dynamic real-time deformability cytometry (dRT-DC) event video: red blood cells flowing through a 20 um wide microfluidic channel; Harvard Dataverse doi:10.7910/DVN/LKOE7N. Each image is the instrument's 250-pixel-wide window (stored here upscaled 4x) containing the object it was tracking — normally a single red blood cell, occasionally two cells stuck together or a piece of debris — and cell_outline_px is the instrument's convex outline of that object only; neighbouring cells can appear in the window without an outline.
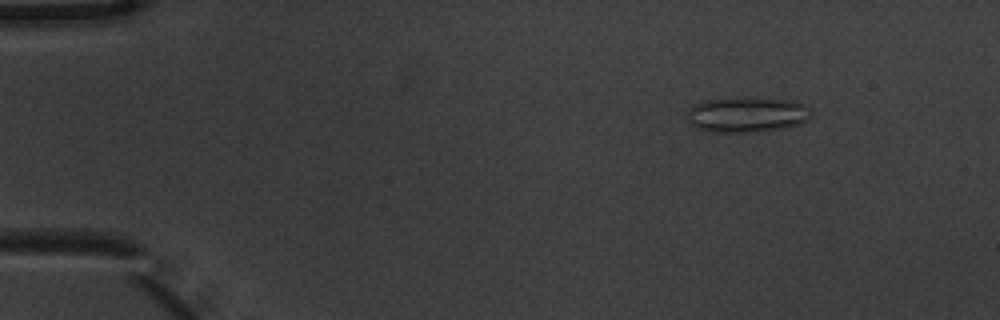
{"species": "common noctule bat (a hibernating species)", "species_latin": "Nyctalus noctula", "temperature_condition": "warm", "stored_images_in_passage": 8, "camera_frame_rate_fps": 3000, "um_per_image_px": 0.085, "animal": {"sex": "male", "body_mass_g": 20.1, "forearm_length_mm": 53.5}, "frame": {"image": 1, "passage_image": 2, "time_ms": 0.333, "image_size_px": [1000, 320], "cell_outline_px": [[812, 116], [808, 120], [800, 124], [780, 128], [756, 132], [712, 132], [696, 128], [688, 120], [688, 112], [692, 104], [704, 100], [728, 96], [736, 96], [796, 100], [804, 104], [812, 112]], "centroid_in_image_um": [63.49, 9.7], "position_along_channel_um": 21.5, "area_um2": 26.24}}
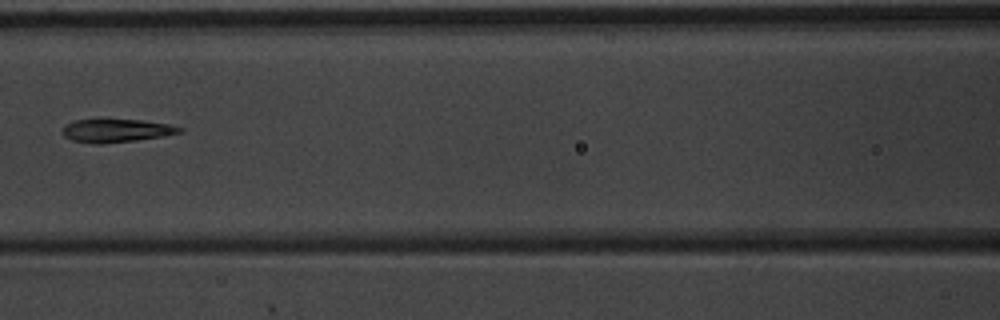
{"frame": {"image": 2, "passage_image": 7, "time_ms": 2.0, "image_size_px": [1000, 320], "cell_outline_px": [[184, 128], [180, 132], [164, 136], [136, 140], [100, 144], [92, 144], [72, 140], [64, 136], [60, 132], [68, 124], [76, 120], [140, 120], [168, 124]], "centroid_in_image_um": [9.88, 11.12], "position_along_channel_um": 156.7, "area_um2": 15.61}}
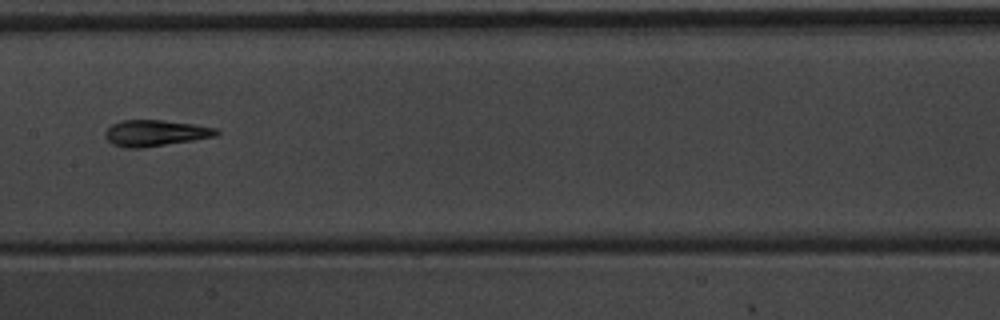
{"frame": {"image": 3, "passage_image": 8, "time_ms": 2.333, "image_size_px": [1000, 320], "cell_outline_px": [[220, 132], [216, 136], [144, 148], [124, 148], [112, 144], [104, 136], [104, 132], [112, 124], [120, 120], [164, 120], [192, 124], [216, 128]], "centroid_in_image_um": [13.16, 11.31], "position_along_channel_um": 194.2, "area_um2": 16.99}}